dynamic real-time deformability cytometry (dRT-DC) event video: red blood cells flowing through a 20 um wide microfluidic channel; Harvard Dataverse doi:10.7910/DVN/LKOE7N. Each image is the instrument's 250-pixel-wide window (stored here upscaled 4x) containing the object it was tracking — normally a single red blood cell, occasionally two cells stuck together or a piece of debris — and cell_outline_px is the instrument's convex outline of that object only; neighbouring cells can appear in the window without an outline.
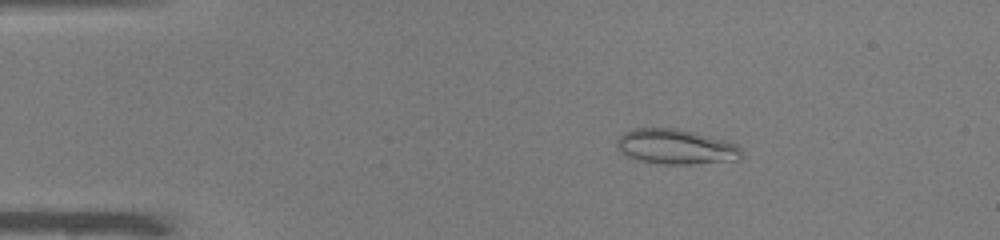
{"species": "common noctule bat (a hibernating species)", "species_latin": "Nyctalus noctula", "temperature_condition": "warm", "stored_images_in_passage": 43, "camera_frame_rate_fps": 3000, "um_per_image_px": 0.085, "animal": {"sex": "male", "body_mass_g": 19.0, "forearm_length_mm": 50.8}, "frame": {"image": 1, "passage_image": 1, "time_ms": 0.0, "image_size_px": [1000, 240], "cell_outline_px": [[744, 156], [736, 160], [688, 164], [664, 164], [640, 160], [628, 156], [620, 152], [616, 148], [616, 140], [624, 132], [636, 128], [676, 128], [696, 132], [728, 140], [736, 144], [740, 148]], "centroid_in_image_um": [57.46, 12.46], "position_along_channel_um": 27.5, "area_um2": 25.61}}
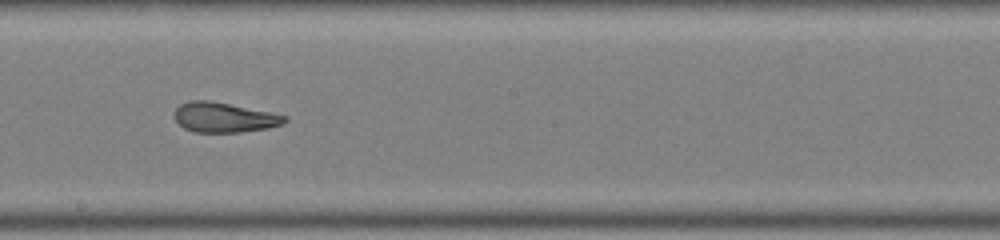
{"frame": {"image": 2, "passage_image": 21, "time_ms": 6.667, "image_size_px": [1000, 240], "cell_outline_px": [[288, 120], [280, 124], [268, 128], [240, 132], [196, 132], [184, 128], [172, 116], [176, 108], [180, 104], [188, 100], [208, 100], [272, 112], [288, 116]], "centroid_in_image_um": [19.03, 9.97], "position_along_channel_um": 229.2, "area_um2": 19.25}}
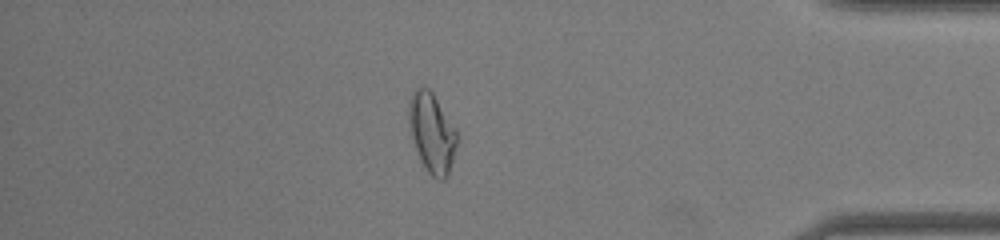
{"frame": {"image": 3, "passage_image": 36, "time_ms": 11.667, "image_size_px": [1000, 240], "cell_outline_px": [[460, 140], [448, 176], [444, 180], [440, 180], [432, 176], [428, 172], [420, 160], [412, 136], [408, 116], [408, 100], [412, 92], [416, 88], [424, 84], [432, 92], [456, 128]], "centroid_in_image_um": [36.75, 11.28], "position_along_channel_um": 398.5, "area_um2": 22.77}, "authors_computed_cell_mechanics": {"area_um2": 20.9814, "velocity_mm_per_s": 4.0077, "shape_relaxation_time_tau1_ms": null, "shape_relaxation_time_tau2_ms": 1.7642, "deformation_change_tau1": null, "deformation_change_tau2": 0.0803}}